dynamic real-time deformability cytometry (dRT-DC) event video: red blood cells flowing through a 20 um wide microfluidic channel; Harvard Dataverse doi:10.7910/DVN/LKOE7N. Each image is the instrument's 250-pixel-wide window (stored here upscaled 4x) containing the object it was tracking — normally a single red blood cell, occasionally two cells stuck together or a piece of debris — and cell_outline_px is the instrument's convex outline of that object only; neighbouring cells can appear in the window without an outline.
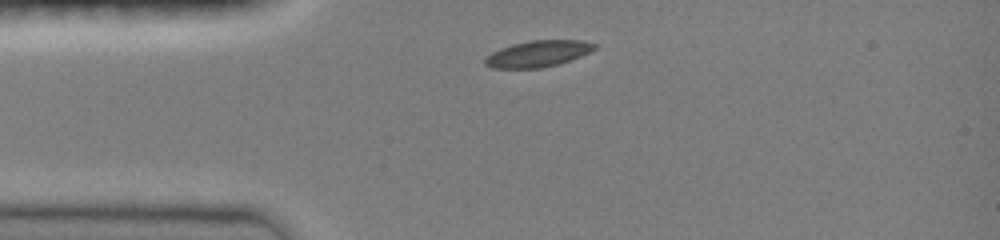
{"species": "common noctule bat (a hibernating species)", "species_latin": "Nyctalus noctula", "temperature_condition": "room temperature", "stored_images_in_passage": 21, "camera_frame_rate_fps": 3000, "um_per_image_px": 0.085, "animal": {"sex": "female", "body_mass_g": 19.0, "forearm_length_mm": 51.5}, "frame": {"image": 1, "passage_image": 1, "time_ms": 0.0, "image_size_px": [1000, 240], "cell_outline_px": [[596, 48], [580, 56], [556, 64], [540, 68], [492, 68], [484, 64], [484, 56], [500, 48], [512, 44], [528, 40], [584, 40], [596, 44]], "centroid_in_image_um": [45.67, 4.55], "position_along_channel_um": 39.3, "area_um2": 16.76}}
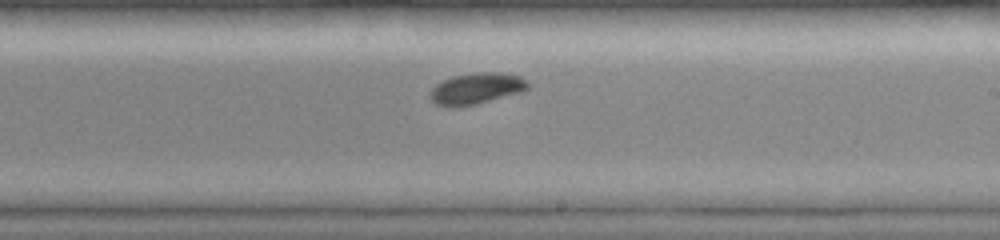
{"frame": {"image": 2, "passage_image": 9, "time_ms": 2.667, "image_size_px": [1000, 240], "cell_outline_px": [[528, 88], [520, 92], [476, 104], [436, 104], [428, 96], [432, 88], [436, 84], [452, 76], [476, 72], [500, 72], [520, 76], [528, 84]], "centroid_in_image_um": [40.5, 7.48], "position_along_channel_um": 248.5, "area_um2": 17.17}}
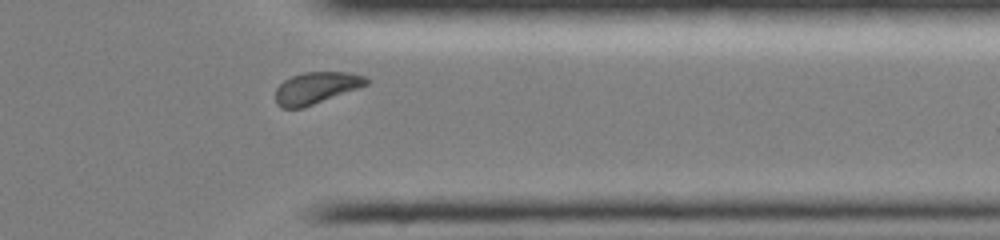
{"frame": {"image": 3, "passage_image": 17, "time_ms": 5.333, "image_size_px": [1000, 240], "cell_outline_px": [[372, 80], [368, 84], [360, 88], [300, 108], [280, 108], [276, 104], [276, 88], [284, 80], [292, 76], [304, 72], [348, 72], [364, 76]], "centroid_in_image_um": [26.89, 7.46], "position_along_channel_um": 384.5, "area_um2": 16.76}}